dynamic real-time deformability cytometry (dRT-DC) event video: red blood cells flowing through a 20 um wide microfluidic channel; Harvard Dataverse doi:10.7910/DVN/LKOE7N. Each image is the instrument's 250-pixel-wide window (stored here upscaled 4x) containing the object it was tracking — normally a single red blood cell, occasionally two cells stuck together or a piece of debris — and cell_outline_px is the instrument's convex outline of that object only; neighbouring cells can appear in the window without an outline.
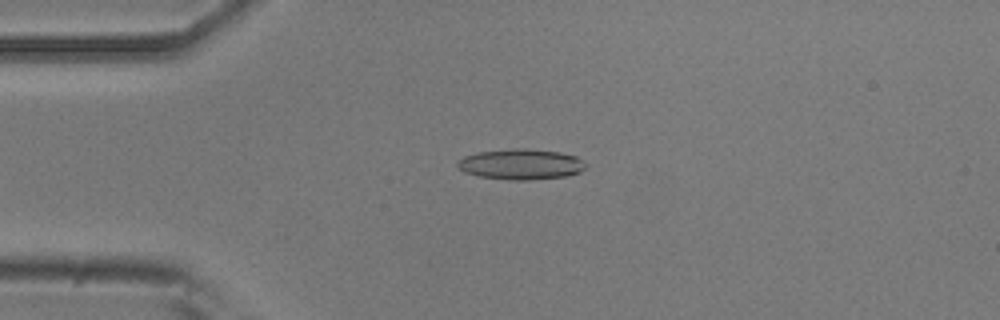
{"species": "common noctule bat (a hibernating species)", "species_latin": "Nyctalus noctula", "temperature_condition": "room temperature", "stored_images_in_passage": 51, "camera_frame_rate_fps": 3000, "um_per_image_px": 0.085, "animal": {"sex": "male", "body_mass_g": 20.5, "forearm_length_mm": 52.5}, "frame": {"image": 1, "passage_image": 11, "time_ms": 3.333, "image_size_px": [1000, 320], "cell_outline_px": [[584, 168], [580, 172], [568, 176], [528, 180], [508, 180], [480, 176], [464, 172], [456, 164], [456, 160], [464, 156], [476, 152], [512, 148], [524, 148], [560, 152], [576, 156], [584, 164]], "centroid_in_image_um": [44.23, 13.95], "position_along_channel_um": 40.8, "area_um2": 22.89}}
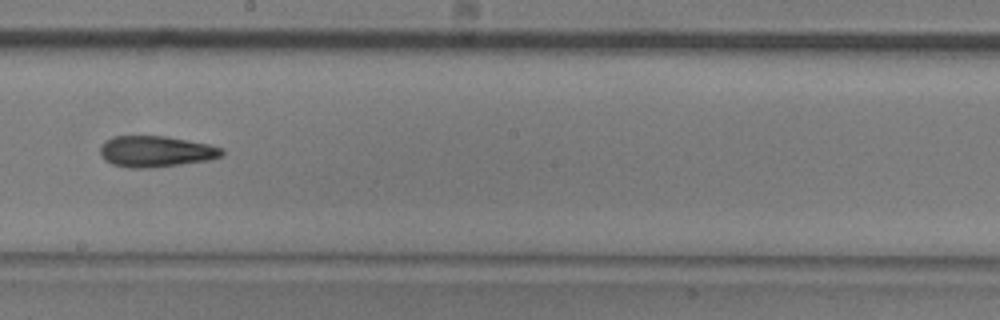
{"frame": {"image": 2, "passage_image": 28, "time_ms": 9.0, "image_size_px": [1000, 320], "cell_outline_px": [[224, 156], [208, 160], [180, 164], [148, 168], [128, 168], [112, 164], [104, 160], [100, 152], [100, 148], [104, 140], [112, 136], [164, 136], [188, 140], [208, 144], [224, 148]], "centroid_in_image_um": [13.24, 12.87], "position_along_channel_um": 235.0, "area_um2": 22.2}}
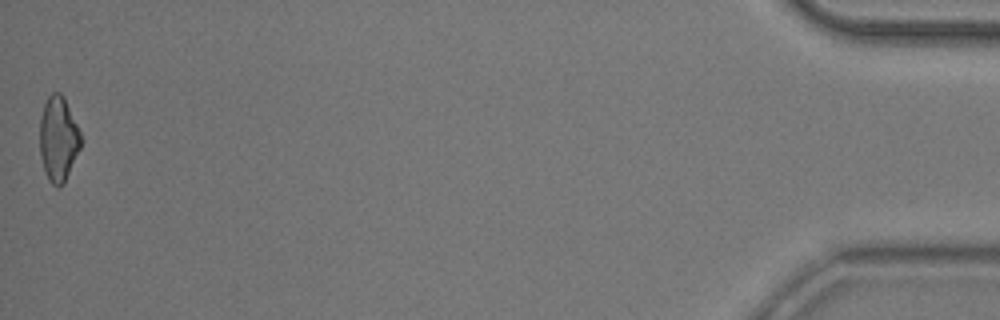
{"frame": {"image": 3, "passage_image": 51, "time_ms": 16.667, "image_size_px": [1000, 320], "cell_outline_px": [[84, 140], [64, 184], [60, 188], [56, 188], [48, 180], [44, 172], [40, 156], [40, 116], [44, 104], [48, 96], [52, 92], [60, 92], [64, 96]], "centroid_in_image_um": [4.97, 11.83], "position_along_channel_um": 430.2, "area_um2": 20.81}, "authors_computed_cell_mechanics": {"area_um2": 21.675, "velocity_mm_per_s": 3.8281, "shape_relaxation_time_tau1_ms": 8.384, "shape_relaxation_time_tau2_ms": 5.6915, "deformation_change_tau1": 0.2273, "deformation_change_tau2": 0.1797}}